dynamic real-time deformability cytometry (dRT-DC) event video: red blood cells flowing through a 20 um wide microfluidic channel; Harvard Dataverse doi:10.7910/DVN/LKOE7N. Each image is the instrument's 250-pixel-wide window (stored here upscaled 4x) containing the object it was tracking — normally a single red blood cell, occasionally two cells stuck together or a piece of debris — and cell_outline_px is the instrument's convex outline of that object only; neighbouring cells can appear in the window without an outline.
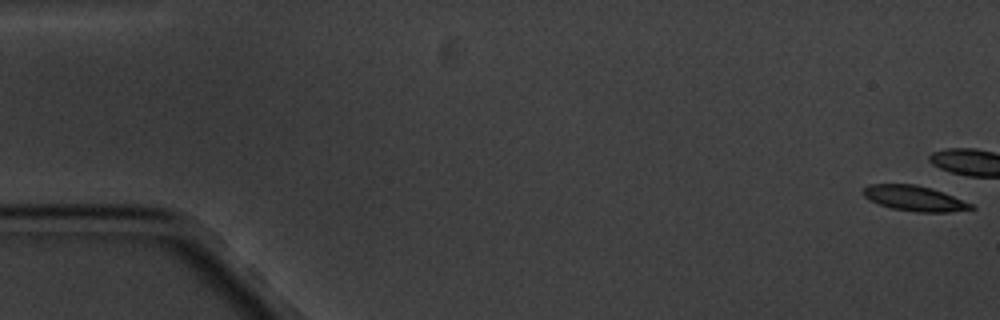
{"species": "common noctule bat (a hibernating species)", "species_latin": "Nyctalus noctula", "temperature_condition": "cold", "stored_images_in_passage": 4, "camera_frame_rate_fps": 3000, "um_per_image_px": 0.085, "animal": {"sex": "male", "body_mass_g": 20.1, "forearm_length_mm": 53.5}, "frame": {"image": 1, "passage_image": 1, "time_ms": 0.0, "image_size_px": [1000, 320], "cell_outline_px": [[976, 208], [948, 212], [920, 212], [892, 208], [868, 200], [860, 192], [868, 184], [916, 184], [932, 188], [944, 192], [972, 204]], "centroid_in_image_um": [77.7, 16.84], "position_along_channel_um": 7.3, "area_um2": 15.9}}